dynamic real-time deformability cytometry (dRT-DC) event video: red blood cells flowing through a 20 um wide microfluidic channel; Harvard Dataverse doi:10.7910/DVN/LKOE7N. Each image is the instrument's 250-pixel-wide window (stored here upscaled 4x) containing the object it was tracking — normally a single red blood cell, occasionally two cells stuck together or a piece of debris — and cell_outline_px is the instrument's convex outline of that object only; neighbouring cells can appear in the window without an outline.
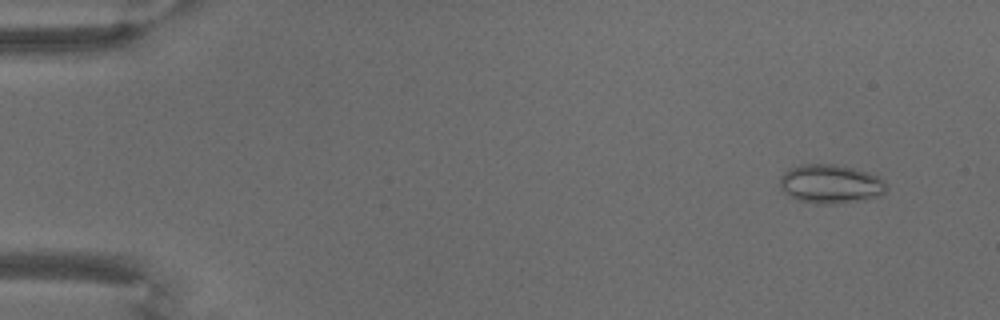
{"species": "common noctule bat (a hibernating species)", "species_latin": "Nyctalus noctula", "temperature_condition": "warm", "stored_images_in_passage": 71, "camera_frame_rate_fps": 3000, "um_per_image_px": 0.085, "animal": {"sex": "male", "body_mass_g": 18.8}, "frame": {"image": 1, "passage_image": 6, "time_ms": 1.667, "image_size_px": [1000, 320], "cell_outline_px": [[888, 188], [880, 196], [864, 200], [836, 204], [816, 204], [796, 200], [788, 196], [780, 188], [780, 176], [788, 168], [800, 164], [836, 164], [852, 168], [880, 176], [888, 184]], "centroid_in_image_um": [70.59, 15.65], "position_along_channel_um": 14.4, "area_um2": 24.68}}
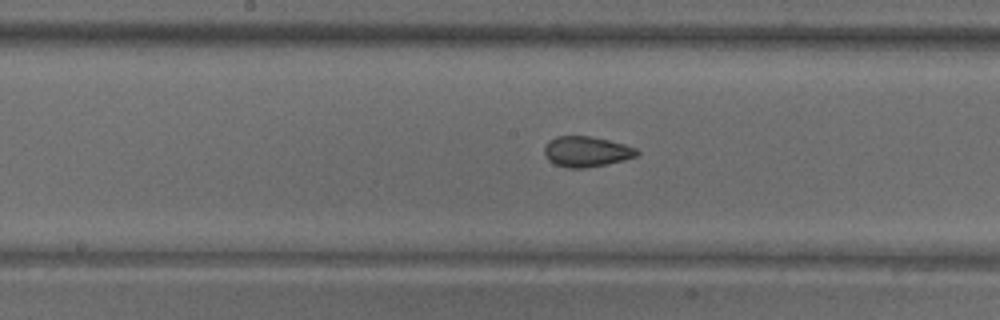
{"frame": {"image": 2, "passage_image": 38, "time_ms": 12.333, "image_size_px": [1000, 320], "cell_outline_px": [[640, 152], [636, 156], [624, 160], [584, 168], [568, 168], [556, 164], [548, 160], [544, 156], [544, 144], [548, 140], [556, 136], [588, 136], [608, 140], [624, 144], [636, 148]], "centroid_in_image_um": [49.8, 12.88], "position_along_channel_um": 198.4, "area_um2": 16.42}}
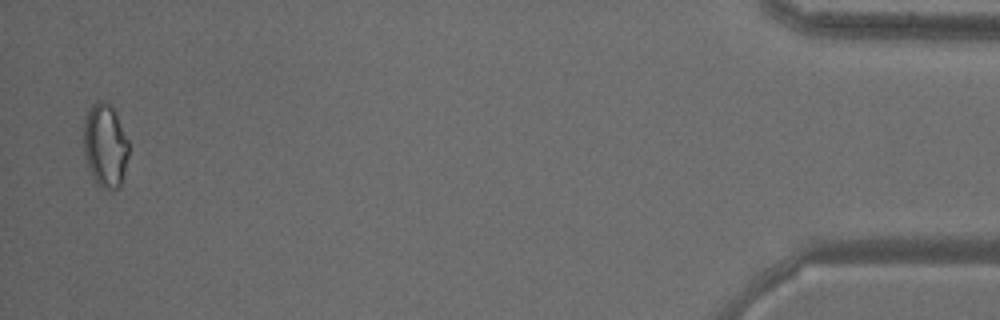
{"frame": {"image": 3, "passage_image": 70, "time_ms": 23.0, "image_size_px": [1000, 320], "cell_outline_px": [[128, 156], [120, 184], [112, 192], [104, 188], [92, 176], [88, 168], [84, 152], [84, 120], [92, 104], [100, 100], [108, 100], [112, 104], [128, 140]], "centroid_in_image_um": [8.94, 12.32], "position_along_channel_um": 426.3, "area_um2": 21.85}}